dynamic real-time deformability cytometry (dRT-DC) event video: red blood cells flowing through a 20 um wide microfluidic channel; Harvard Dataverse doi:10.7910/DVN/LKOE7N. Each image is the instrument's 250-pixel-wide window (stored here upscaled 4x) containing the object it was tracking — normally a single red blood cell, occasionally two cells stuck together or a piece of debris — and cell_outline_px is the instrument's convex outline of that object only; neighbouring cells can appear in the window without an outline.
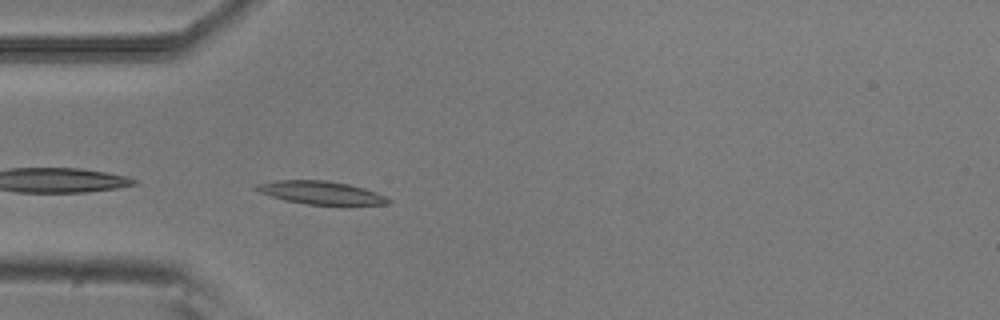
{"species": "common noctule bat (a hibernating species)", "species_latin": "Nyctalus noctula", "temperature_condition": "room temperature", "stored_images_in_passage": 38, "camera_frame_rate_fps": 3000, "um_per_image_px": 0.085, "animal": {"sex": "male", "body_mass_g": 20.5, "forearm_length_mm": 52.5}, "frame": {"image": 1, "passage_image": 1, "time_ms": 0.0, "image_size_px": [1000, 320], "cell_outline_px": [[392, 204], [308, 204], [284, 200], [260, 192], [252, 188], [260, 184], [280, 180], [324, 180], [348, 184], [364, 188], [376, 192], [392, 200]], "centroid_in_image_um": [27.31, 16.37], "position_along_channel_um": 57.7, "area_um2": 17.34}}
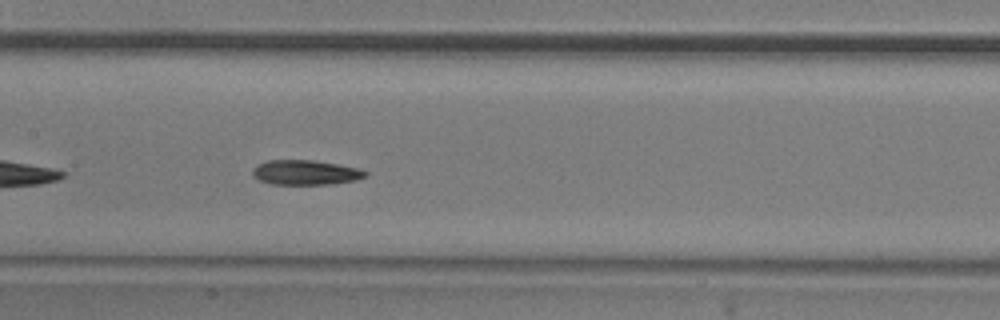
{"frame": {"image": 2, "passage_image": 11, "time_ms": 3.333, "image_size_px": [1000, 320], "cell_outline_px": [[368, 176], [356, 180], [332, 184], [272, 184], [260, 180], [252, 176], [252, 168], [256, 164], [268, 160], [316, 160], [356, 168], [368, 172]], "centroid_in_image_um": [25.94, 14.66], "position_along_channel_um": 181.5, "area_um2": 16.36}}
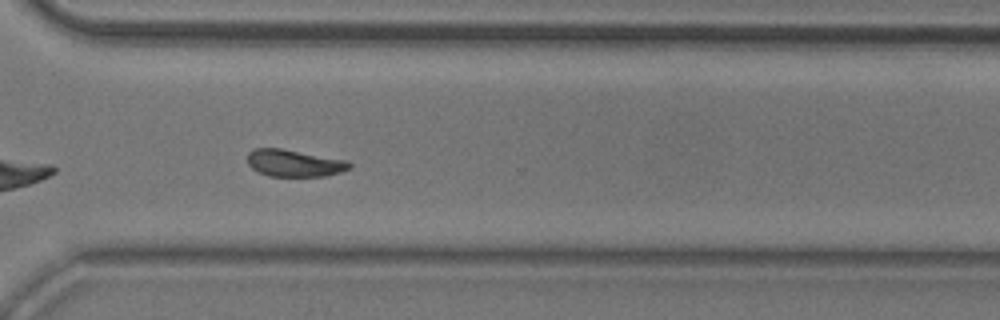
{"frame": {"image": 3, "passage_image": 24, "time_ms": 7.667, "image_size_px": [1000, 320], "cell_outline_px": [[352, 168], [340, 172], [324, 176], [268, 176], [252, 168], [248, 164], [248, 152], [252, 148], [280, 148], [348, 160], [352, 164]], "centroid_in_image_um": [25.03, 13.86], "position_along_channel_um": 345.6, "area_um2": 16.13}}